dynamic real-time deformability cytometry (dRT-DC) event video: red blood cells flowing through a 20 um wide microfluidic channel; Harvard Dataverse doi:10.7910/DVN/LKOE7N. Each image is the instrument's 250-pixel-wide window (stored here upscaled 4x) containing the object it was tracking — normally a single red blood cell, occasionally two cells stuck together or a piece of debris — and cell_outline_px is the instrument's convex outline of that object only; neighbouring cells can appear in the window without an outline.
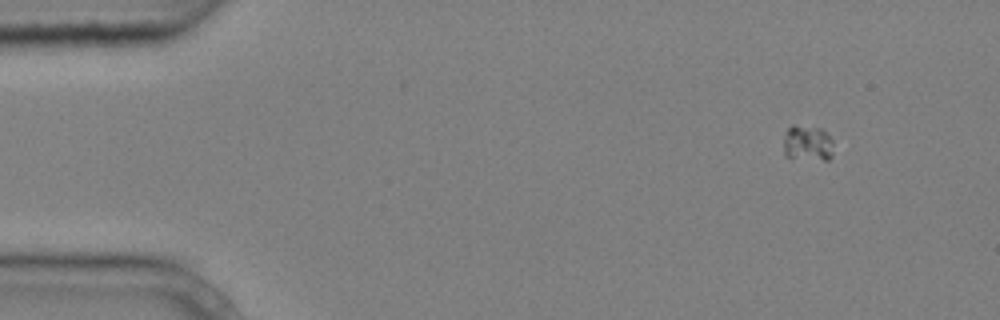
{"species": "common noctule bat (a hibernating species)", "species_latin": "Nyctalus noctula", "temperature_condition": "cold", "stored_images_in_passage": 5, "camera_frame_rate_fps": 3000, "um_per_image_px": 0.085, "animal": {"sex": "male", "body_mass_g": 20.4}, "frame": {"image": 1, "passage_image": 2, "time_ms": 0.333, "image_size_px": [1000, 320], "cell_outline_px": [[832, 156], [828, 160], [824, 160], [784, 156], [784, 132], [792, 124], [820, 128], [832, 140]], "centroid_in_image_um": [68.61, 12.16], "position_along_channel_um": 16.4, "area_um2": 10.35}}
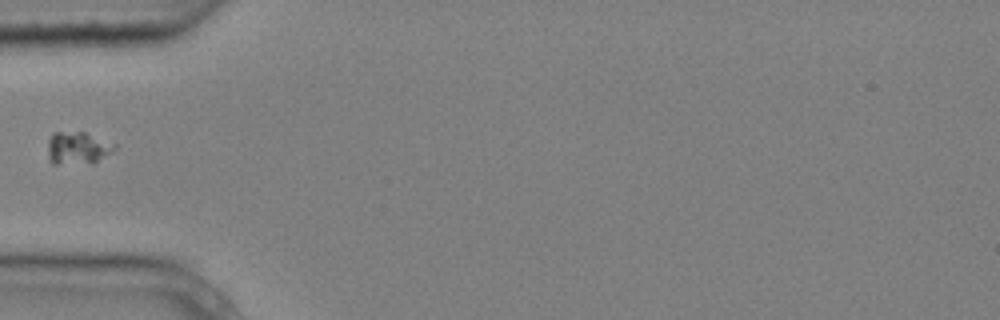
{"frame": {"image": 2, "passage_image": 5, "time_ms": 1.333, "image_size_px": [1000, 320], "cell_outline_px": [[116, 148], [112, 152], [92, 164], [52, 164], [48, 160], [48, 140], [52, 132], [84, 132], [116, 144]], "centroid_in_image_um": [6.57, 12.6], "position_along_channel_um": 78.4, "area_um2": 12.89}}